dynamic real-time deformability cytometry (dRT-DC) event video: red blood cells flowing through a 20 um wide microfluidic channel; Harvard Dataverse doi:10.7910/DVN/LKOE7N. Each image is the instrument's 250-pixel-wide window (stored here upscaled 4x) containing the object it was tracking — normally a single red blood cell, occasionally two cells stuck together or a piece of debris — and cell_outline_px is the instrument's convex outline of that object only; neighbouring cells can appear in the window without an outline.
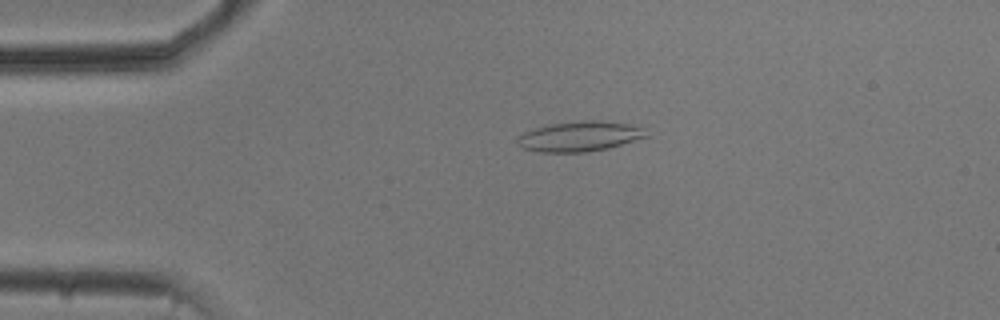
{"species": "common noctule bat (a hibernating species)", "species_latin": "Nyctalus noctula", "temperature_condition": "cold", "stored_images_in_passage": 53, "camera_frame_rate_fps": 3000, "um_per_image_px": 0.085, "animal": {"sex": "male", "body_mass_g": 20.5, "forearm_length_mm": 52.5}, "frame": {"image": 1, "passage_image": 11, "time_ms": 3.333, "image_size_px": [1000, 320], "cell_outline_px": [[648, 136], [608, 148], [588, 152], [540, 152], [524, 148], [516, 144], [516, 140], [524, 132], [536, 128], [552, 124], [580, 120], [600, 120], [640, 124]], "centroid_in_image_um": [49.32, 11.57], "position_along_channel_um": 35.7, "area_um2": 22.72}}
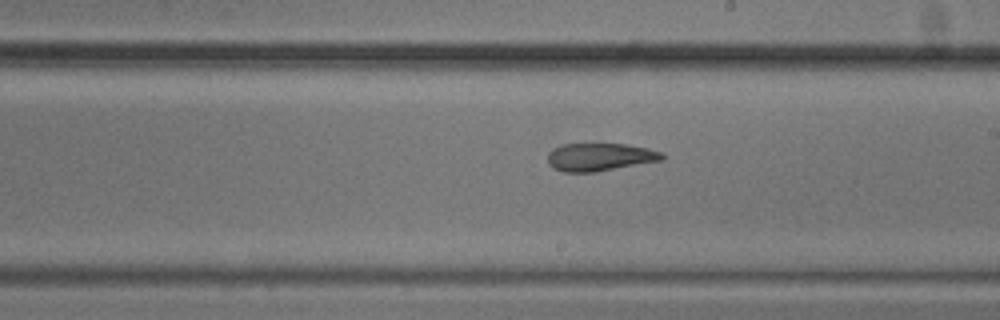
{"frame": {"image": 2, "passage_image": 30, "time_ms": 9.667, "image_size_px": [1000, 320], "cell_outline_px": [[664, 160], [596, 172], [564, 172], [552, 168], [548, 164], [548, 152], [552, 148], [560, 144], [624, 144], [648, 148], [664, 152]], "centroid_in_image_um": [50.98, 13.35], "position_along_channel_um": 238.0, "area_um2": 18.84}}
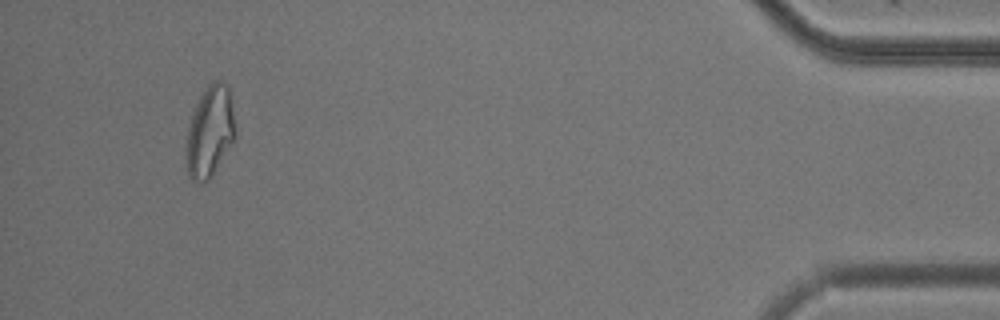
{"frame": {"image": 3, "passage_image": 50, "time_ms": 16.333, "image_size_px": [1000, 320], "cell_outline_px": [[236, 136], [208, 180], [192, 180], [188, 176], [184, 148], [188, 128], [192, 112], [204, 88], [212, 80], [220, 80], [228, 84], [232, 100], [236, 128]], "centroid_in_image_um": [17.83, 11.11], "position_along_channel_um": 417.4, "area_um2": 26.3}, "authors_computed_cell_mechanics": {"area_um2": 21.5594, "velocity_mm_per_s": 3.7482, "shape_relaxation_time_tau1_ms": null, "shape_relaxation_time_tau2_ms": 3.5976, "deformation_change_tau1": null, "deformation_change_tau2": 0.1247}}